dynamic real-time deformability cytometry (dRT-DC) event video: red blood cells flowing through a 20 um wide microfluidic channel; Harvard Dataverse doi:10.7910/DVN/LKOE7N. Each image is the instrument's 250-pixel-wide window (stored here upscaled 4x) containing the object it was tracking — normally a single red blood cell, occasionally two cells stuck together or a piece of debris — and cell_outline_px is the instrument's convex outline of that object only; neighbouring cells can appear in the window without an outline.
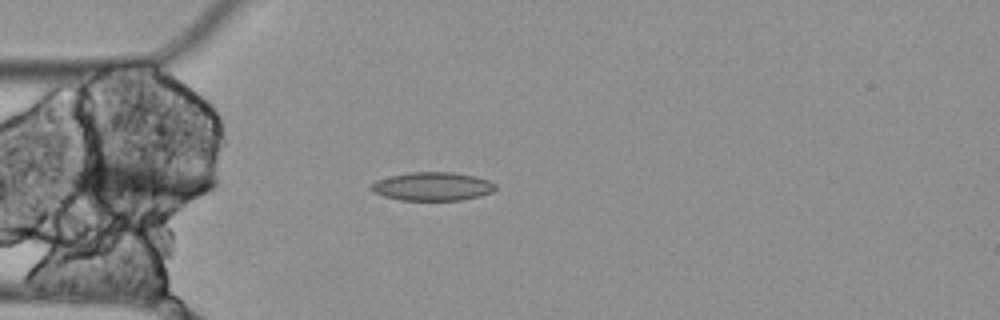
{"species": "Egyptian fruit bat (a non-hibernating species)", "species_latin": "Rousettus aegyptiacus", "temperature_condition": "cold", "stored_images_in_passage": 3, "camera_frame_rate_fps": 3000, "um_per_image_px": 0.085, "animal": {"sex": "female"}, "frame": {"image": 1, "passage_image": 3, "time_ms": 0.667, "image_size_px": [1000, 320], "cell_outline_px": [[496, 188], [492, 192], [480, 196], [460, 200], [400, 200], [384, 196], [372, 192], [368, 188], [368, 184], [376, 180], [388, 176], [412, 172], [452, 172], [472, 176], [488, 180], [496, 184]], "centroid_in_image_um": [36.69, 15.84], "position_along_channel_um": 48.3, "area_um2": 20.75}}